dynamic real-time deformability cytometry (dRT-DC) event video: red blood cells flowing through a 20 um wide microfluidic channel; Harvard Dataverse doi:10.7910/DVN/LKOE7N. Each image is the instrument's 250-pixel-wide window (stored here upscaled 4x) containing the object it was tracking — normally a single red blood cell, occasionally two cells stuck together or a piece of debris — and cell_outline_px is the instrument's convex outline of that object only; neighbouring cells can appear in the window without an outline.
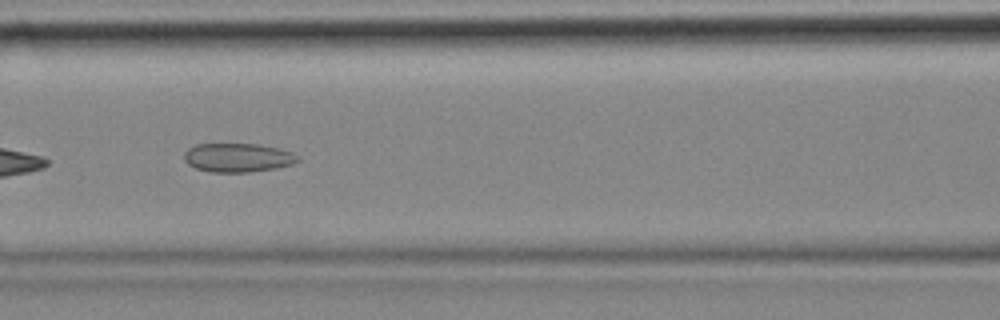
{"species": "common noctule bat (a hibernating species)", "species_latin": "Nyctalus noctula", "temperature_condition": "cold", "stored_images_in_passage": 9, "camera_frame_rate_fps": 3000, "um_per_image_px": 0.085, "animal": {"sex": "female", "body_mass_g": 18.4}, "frame": {"image": 1, "passage_image": 3, "time_ms": 0.667, "image_size_px": [1000, 320], "cell_outline_px": [[300, 160], [292, 164], [276, 168], [248, 172], [212, 172], [196, 168], [188, 164], [184, 160], [184, 152], [188, 148], [196, 144], [260, 144], [280, 148], [292, 152], [300, 156]], "centroid_in_image_um": [20.23, 13.39], "position_along_channel_um": 146.4, "area_um2": 19.25}}
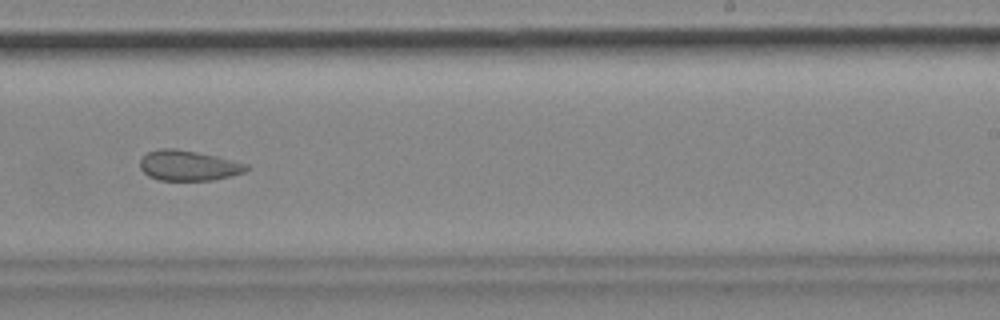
{"frame": {"image": 2, "passage_image": 6, "time_ms": 1.667, "image_size_px": [1000, 320], "cell_outline_px": [[248, 168], [244, 172], [232, 176], [212, 180], [160, 180], [148, 176], [140, 168], [140, 160], [148, 152], [160, 148], [176, 148], [216, 156], [248, 164]], "centroid_in_image_um": [16.01, 14.07], "position_along_channel_um": 273.0, "area_um2": 18.67}}
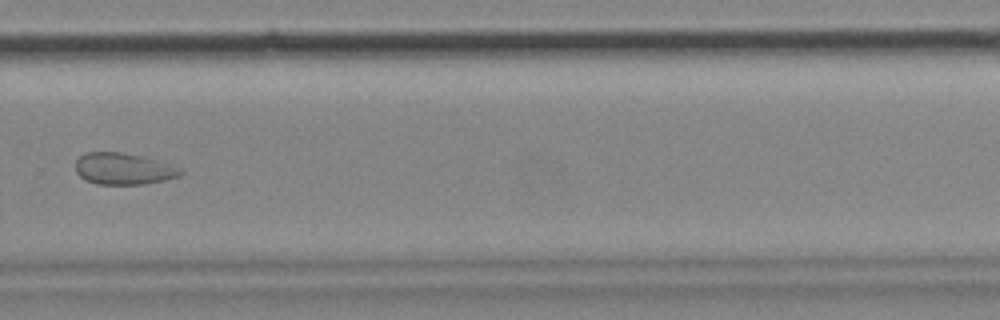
{"frame": {"image": 3, "passage_image": 7, "time_ms": 2.0, "image_size_px": [1000, 320], "cell_outline_px": [[184, 172], [180, 176], [164, 180], [144, 184], [96, 184], [84, 180], [76, 172], [76, 160], [80, 156], [88, 152], [120, 152], [140, 156], [184, 168]], "centroid_in_image_um": [10.5, 14.35], "position_along_channel_um": 319.3, "area_um2": 19.31}}